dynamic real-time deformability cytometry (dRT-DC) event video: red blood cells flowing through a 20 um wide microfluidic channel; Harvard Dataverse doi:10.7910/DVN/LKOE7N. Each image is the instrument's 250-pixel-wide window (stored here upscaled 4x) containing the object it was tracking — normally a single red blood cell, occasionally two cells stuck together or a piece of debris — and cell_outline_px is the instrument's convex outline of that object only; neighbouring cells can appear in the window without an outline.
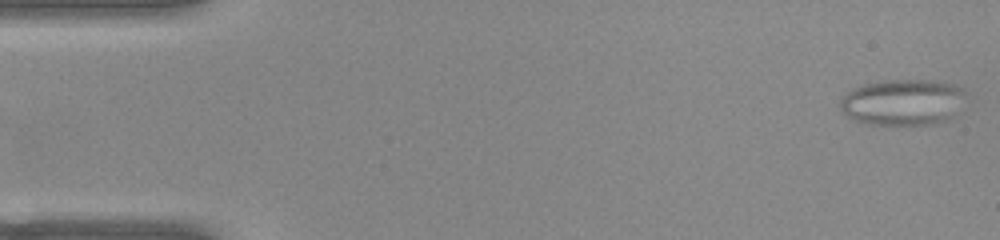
{"species": "common noctule bat (a hibernating species)", "species_latin": "Nyctalus noctula", "temperature_condition": "warm", "stored_images_in_passage": 51, "camera_frame_rate_fps": 3000, "um_per_image_px": 0.085, "animal": {"sex": "female", "body_mass_g": 22.0, "forearm_length_mm": 56.7}, "frame": {"image": 1, "passage_image": 1, "time_ms": 0.0, "image_size_px": [1000, 240], "cell_outline_px": [[964, 92], [952, 116], [948, 120], [936, 124], [868, 124], [856, 120], [848, 116], [840, 108], [840, 100], [848, 92], [864, 84], [884, 80], [932, 80], [956, 84]], "centroid_in_image_um": [76.71, 8.68], "position_along_channel_um": 8.3, "area_um2": 33.18}}
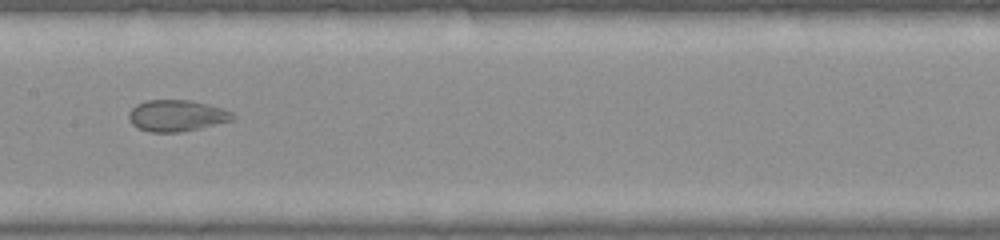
{"frame": {"image": 2, "passage_image": 25, "time_ms": 8.0, "image_size_px": [1000, 240], "cell_outline_px": [[236, 116], [232, 120], [180, 132], [148, 132], [136, 128], [132, 124], [128, 116], [128, 112], [136, 104], [144, 100], [192, 100], [220, 108], [232, 112]], "centroid_in_image_um": [14.95, 9.82], "position_along_channel_um": 192.4, "area_um2": 18.96}}
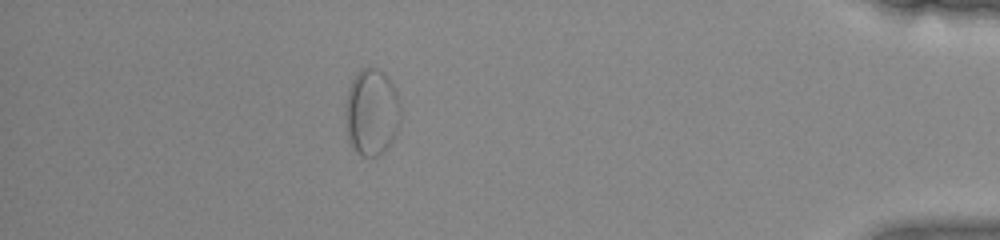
{"frame": {"image": 3, "passage_image": 45, "time_ms": 14.667, "image_size_px": [1000, 240], "cell_outline_px": [[400, 120], [396, 132], [392, 140], [380, 156], [360, 156], [352, 148], [348, 140], [348, 92], [352, 80], [360, 68], [376, 68], [384, 72], [392, 84], [396, 92], [400, 104]], "centroid_in_image_um": [31.63, 9.55], "position_along_channel_um": 403.6, "area_um2": 27.34}}